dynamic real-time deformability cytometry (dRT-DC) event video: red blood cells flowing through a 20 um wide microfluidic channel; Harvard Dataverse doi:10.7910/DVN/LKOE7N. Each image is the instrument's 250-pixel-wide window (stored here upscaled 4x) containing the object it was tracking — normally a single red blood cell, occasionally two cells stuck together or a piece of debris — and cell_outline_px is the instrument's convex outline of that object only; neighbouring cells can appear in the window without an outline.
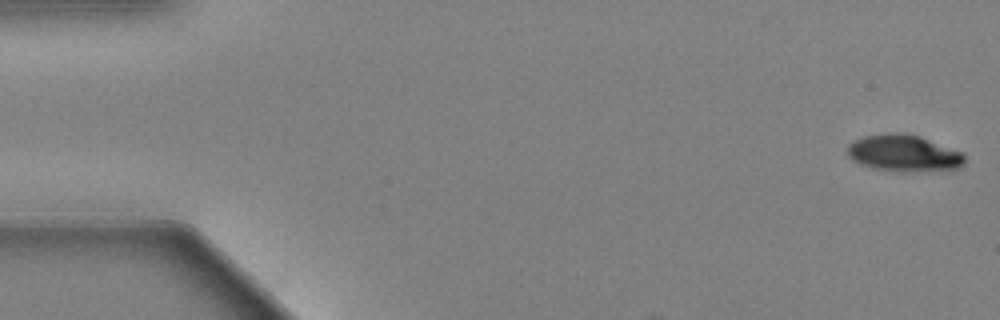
{"species": "Egyptian fruit bat (a non-hibernating species)", "species_latin": "Rousettus aegyptiacus", "temperature_condition": "warm", "stored_images_in_passage": 56, "camera_frame_rate_fps": 3000, "um_per_image_px": 0.085, "animal": {"sex": "female"}, "frame": {"image": 1, "passage_image": 1, "time_ms": 0.0, "image_size_px": [1000, 320], "cell_outline_px": [[964, 164], [960, 168], [876, 168], [860, 164], [852, 160], [848, 156], [848, 144], [864, 136], [888, 132], [904, 132], [920, 136], [964, 152]], "centroid_in_image_um": [76.8, 12.93], "position_along_channel_um": 8.2, "area_um2": 23.93}}
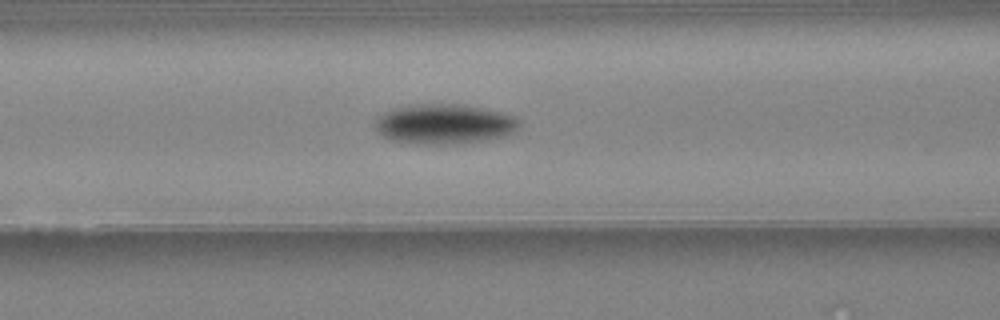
{"frame": {"image": 2, "passage_image": 23, "time_ms": 7.333, "image_size_px": [1000, 320], "cell_outline_px": [[520, 124], [512, 132], [500, 136], [480, 140], [448, 144], [424, 144], [392, 140], [384, 136], [376, 128], [376, 120], [384, 112], [392, 108], [416, 104], [456, 104], [480, 108], [500, 112], [512, 116], [520, 120]], "centroid_in_image_um": [37.72, 10.53], "position_along_channel_um": 128.9, "area_um2": 32.71}}
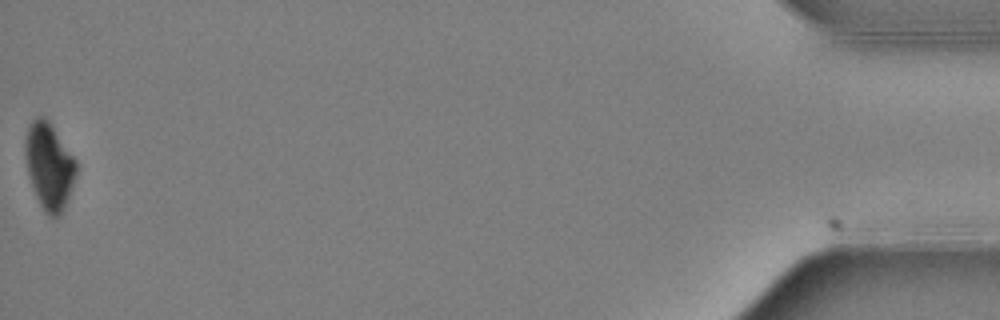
{"frame": {"image": 3, "passage_image": 56, "time_ms": 18.333, "image_size_px": [1000, 320], "cell_outline_px": [[76, 176], [68, 196], [60, 212], [56, 216], [48, 216], [44, 212], [36, 196], [28, 172], [24, 152], [24, 140], [28, 128], [32, 120], [36, 116], [44, 116], [48, 120], [76, 160]], "centroid_in_image_um": [4.15, 14.06], "position_along_channel_um": 431.0, "area_um2": 25.2}, "authors_computed_cell_mechanics": {"area_um2": 29.5358, "velocity_mm_per_s": 3.65, "shape_relaxation_time_tau1_ms": 2.0642, "shape_relaxation_time_tau2_ms": null, "deformation_change_tau1": 0.1298, "deformation_change_tau2": null}}